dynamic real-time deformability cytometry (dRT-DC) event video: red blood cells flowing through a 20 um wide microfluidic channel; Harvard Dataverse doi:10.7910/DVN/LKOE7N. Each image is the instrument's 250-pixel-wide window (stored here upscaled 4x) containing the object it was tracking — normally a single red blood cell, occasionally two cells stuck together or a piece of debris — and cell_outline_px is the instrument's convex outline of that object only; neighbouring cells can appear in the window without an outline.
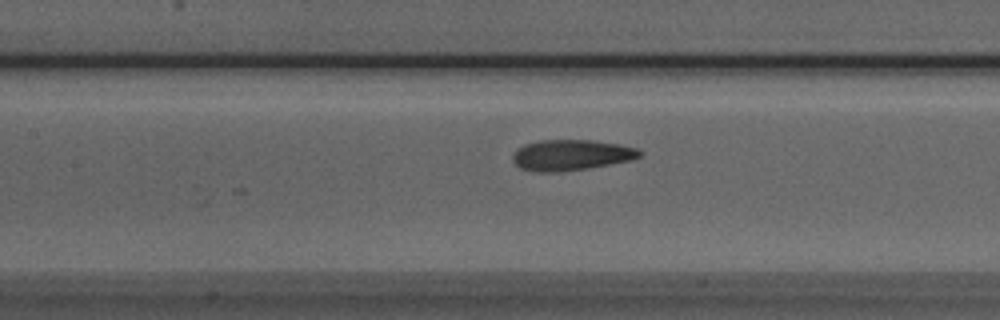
{"species": "Egyptian fruit bat (a non-hibernating species)", "species_latin": "Rousettus aegyptiacus", "temperature_condition": "room temperature", "stored_images_in_passage": 37, "camera_frame_rate_fps": 3000, "um_per_image_px": 0.085, "animal": {"sex": "male"}, "frame": {"image": 1, "passage_image": 8, "time_ms": 2.333, "image_size_px": [1000, 320], "cell_outline_px": [[644, 152], [640, 156], [632, 160], [588, 168], [560, 172], [536, 172], [520, 168], [512, 160], [512, 156], [516, 148], [524, 144], [540, 140], [592, 140], [620, 144], [636, 148]], "centroid_in_image_um": [48.53, 13.18], "position_along_channel_um": 158.9, "area_um2": 22.95}}
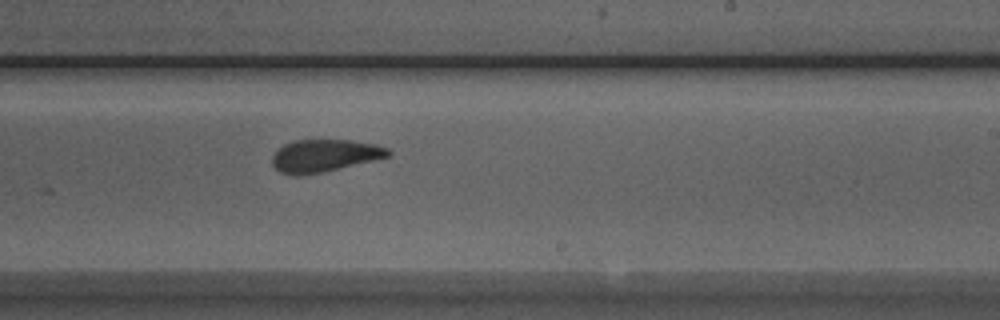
{"frame": {"image": 2, "passage_image": 16, "time_ms": 5.0, "image_size_px": [1000, 320], "cell_outline_px": [[392, 152], [388, 156], [372, 160], [320, 172], [300, 176], [292, 176], [280, 172], [272, 164], [272, 156], [284, 144], [292, 140], [352, 140], [376, 144], [388, 148]], "centroid_in_image_um": [27.54, 13.22], "position_along_channel_um": 261.5, "area_um2": 21.68}}
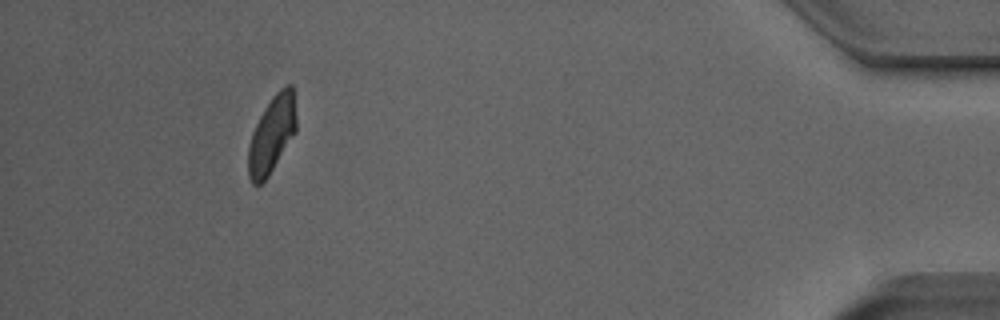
{"frame": {"image": 3, "passage_image": 33, "time_ms": 10.667, "image_size_px": [1000, 320], "cell_outline_px": [[296, 132], [268, 176], [260, 184], [252, 184], [248, 176], [248, 148], [252, 132], [264, 108], [272, 96], [284, 84], [292, 84], [296, 120]], "centroid_in_image_um": [23.1, 11.42], "position_along_channel_um": 412.1, "area_um2": 21.44}, "authors_computed_cell_mechanics": {"area_um2": 22.4264, "velocity_mm_per_s": 3.8577, "shape_relaxation_time_tau1_ms": null, "shape_relaxation_time_tau2_ms": 1.4712, "deformation_change_tau1": null, "deformation_change_tau2": 0.083}}